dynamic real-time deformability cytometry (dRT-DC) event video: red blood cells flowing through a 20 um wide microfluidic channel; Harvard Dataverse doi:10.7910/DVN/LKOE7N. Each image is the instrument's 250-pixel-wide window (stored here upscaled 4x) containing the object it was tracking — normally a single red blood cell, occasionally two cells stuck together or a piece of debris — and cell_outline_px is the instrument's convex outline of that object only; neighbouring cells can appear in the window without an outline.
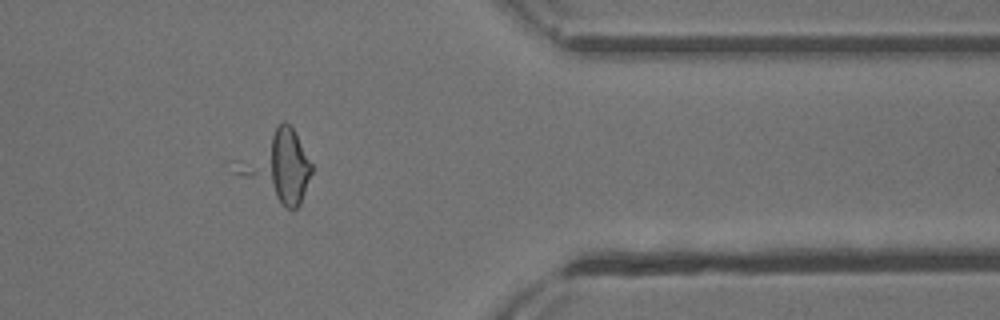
{"species": "common noctule bat (a hibernating species)", "species_latin": "Nyctalus noctula", "temperature_condition": "cold", "stored_images_in_passage": 15, "camera_frame_rate_fps": 3000, "um_per_image_px": 0.085, "animal": {"sex": "male", "body_mass_g": 13.3}, "frame": {"image": 1, "passage_image": 12, "time_ms": 13.667, "image_size_px": [1000, 320], "cell_outline_px": [[312, 172], [300, 204], [296, 208], [288, 208], [276, 196], [264, 172], [272, 136], [276, 128], [284, 120], [292, 128], [312, 164]], "centroid_in_image_um": [24.46, 14.15], "position_along_channel_um": 386.9, "area_um2": 19.59}}